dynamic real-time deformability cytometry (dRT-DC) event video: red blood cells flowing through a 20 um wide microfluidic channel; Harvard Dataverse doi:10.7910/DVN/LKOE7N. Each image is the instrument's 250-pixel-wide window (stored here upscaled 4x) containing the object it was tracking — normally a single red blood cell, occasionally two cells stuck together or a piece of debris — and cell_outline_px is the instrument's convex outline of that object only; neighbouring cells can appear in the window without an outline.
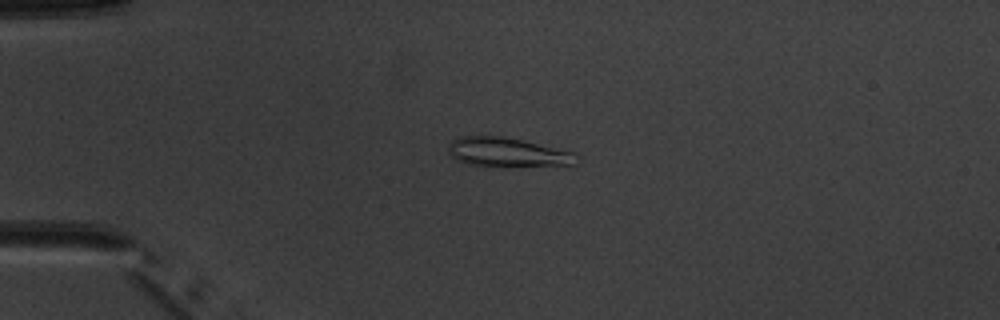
{"species": "common noctule bat (a hibernating species)", "species_latin": "Nyctalus noctula", "temperature_condition": "warm", "stored_images_in_passage": 5, "camera_frame_rate_fps": 3000, "um_per_image_px": 0.085, "animal": {"sex": "male", "body_mass_g": 20.1, "forearm_length_mm": 53.5}, "frame": {"image": 1, "passage_image": 4, "time_ms": 3.667, "image_size_px": [1000, 320], "cell_outline_px": [[580, 156], [576, 164], [572, 168], [468, 164], [456, 160], [448, 152], [448, 144], [452, 140], [460, 136], [504, 136], [524, 140], [572, 152]], "centroid_in_image_um": [43.26, 12.97], "position_along_channel_um": 41.7, "area_um2": 22.43}}